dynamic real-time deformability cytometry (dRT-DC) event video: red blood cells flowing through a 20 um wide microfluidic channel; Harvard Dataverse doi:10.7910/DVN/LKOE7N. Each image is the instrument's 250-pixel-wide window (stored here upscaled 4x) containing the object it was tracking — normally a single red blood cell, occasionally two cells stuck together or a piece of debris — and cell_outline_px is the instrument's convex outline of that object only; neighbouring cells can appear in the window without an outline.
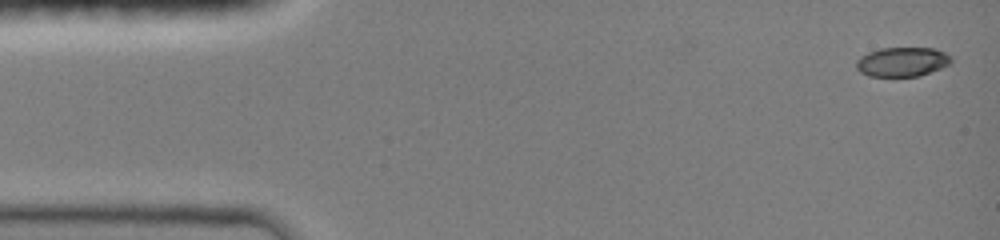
{"species": "common noctule bat (a hibernating species)", "species_latin": "Nyctalus noctula", "temperature_condition": "room temperature", "stored_images_in_passage": 10, "camera_frame_rate_fps": 3000, "um_per_image_px": 0.085, "animal": {"sex": "female", "body_mass_g": 19.0, "forearm_length_mm": 51.5}, "frame": {"image": 1, "passage_image": 1, "time_ms": 0.0, "image_size_px": [1000, 240], "cell_outline_px": [[952, 60], [948, 64], [940, 68], [920, 76], [868, 76], [860, 72], [856, 68], [856, 60], [860, 56], [868, 52], [880, 48], [932, 48], [944, 52]], "centroid_in_image_um": [76.63, 5.26], "position_along_channel_um": 8.4, "area_um2": 16.13}}
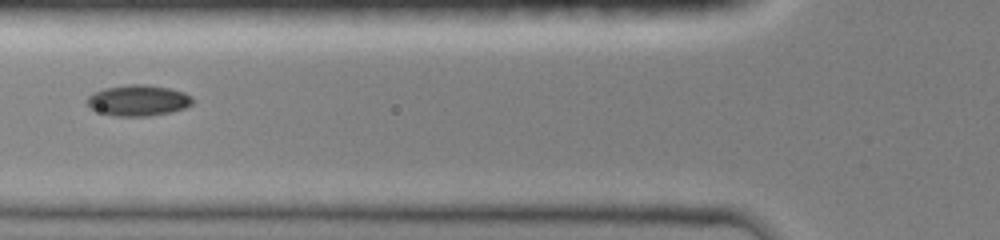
{"frame": {"image": 2, "passage_image": 7, "time_ms": 5.333, "image_size_px": [1000, 240], "cell_outline_px": [[192, 104], [184, 108], [168, 112], [148, 116], [116, 116], [100, 112], [92, 108], [88, 104], [88, 96], [104, 88], [128, 84], [144, 84], [168, 88], [184, 92], [192, 96]], "centroid_in_image_um": [11.76, 8.53], "position_along_channel_um": 114.0, "area_um2": 18.73}}
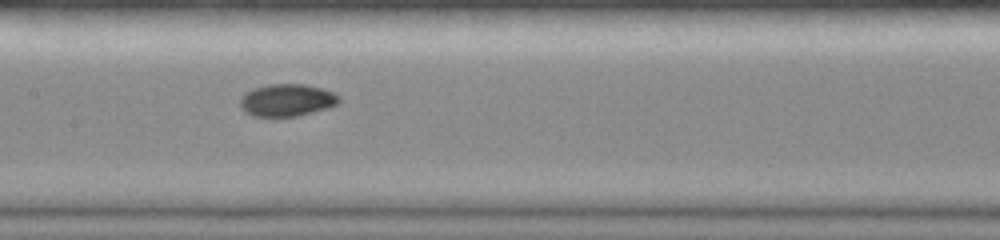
{"frame": {"image": 3, "passage_image": 9, "time_ms": 7.0, "image_size_px": [1000, 240], "cell_outline_px": [[340, 100], [336, 104], [328, 108], [296, 116], [252, 116], [244, 112], [240, 108], [240, 96], [244, 92], [268, 84], [304, 84], [320, 88], [332, 92], [340, 96]], "centroid_in_image_um": [24.34, 8.51], "position_along_channel_um": 183.1, "area_um2": 18.61}}